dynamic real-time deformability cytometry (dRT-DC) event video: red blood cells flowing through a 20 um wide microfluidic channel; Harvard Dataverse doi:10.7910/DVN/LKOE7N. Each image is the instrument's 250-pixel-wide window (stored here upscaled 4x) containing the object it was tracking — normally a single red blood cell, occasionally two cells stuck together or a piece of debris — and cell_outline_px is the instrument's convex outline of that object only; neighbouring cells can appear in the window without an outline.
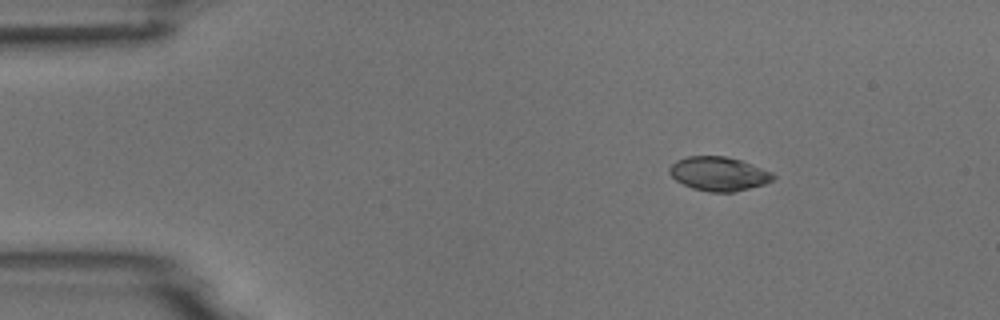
{"species": "common noctule bat (a hibernating species)", "species_latin": "Nyctalus noctula", "temperature_condition": "room temperature", "stored_images_in_passage": 6, "camera_frame_rate_fps": 3000, "um_per_image_px": 0.085, "animal": {"sex": "male", "body_mass_g": 18.8}, "frame": {"image": 1, "passage_image": 3, "time_ms": 2.333, "image_size_px": [1000, 320], "cell_outline_px": [[776, 176], [772, 180], [764, 184], [732, 192], [708, 192], [692, 188], [676, 180], [668, 172], [668, 168], [676, 160], [688, 156], [724, 156], [740, 160], [752, 164], [772, 172]], "centroid_in_image_um": [61.07, 14.77], "position_along_channel_um": 23.9, "area_um2": 20.46}}
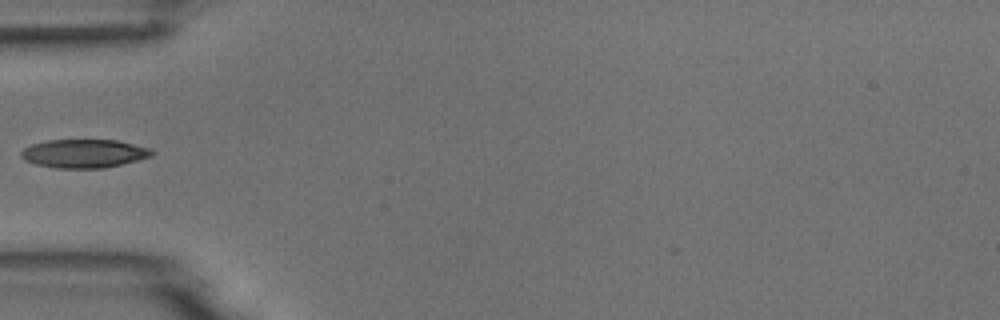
{"frame": {"image": 2, "passage_image": 6, "time_ms": 5.667, "image_size_px": [1000, 320], "cell_outline_px": [[152, 156], [104, 168], [56, 168], [36, 164], [24, 160], [20, 156], [20, 152], [24, 148], [32, 144], [48, 140], [116, 140], [148, 148], [152, 152]], "centroid_in_image_um": [7.07, 13.05], "position_along_channel_um": 77.9, "area_um2": 21.44}}